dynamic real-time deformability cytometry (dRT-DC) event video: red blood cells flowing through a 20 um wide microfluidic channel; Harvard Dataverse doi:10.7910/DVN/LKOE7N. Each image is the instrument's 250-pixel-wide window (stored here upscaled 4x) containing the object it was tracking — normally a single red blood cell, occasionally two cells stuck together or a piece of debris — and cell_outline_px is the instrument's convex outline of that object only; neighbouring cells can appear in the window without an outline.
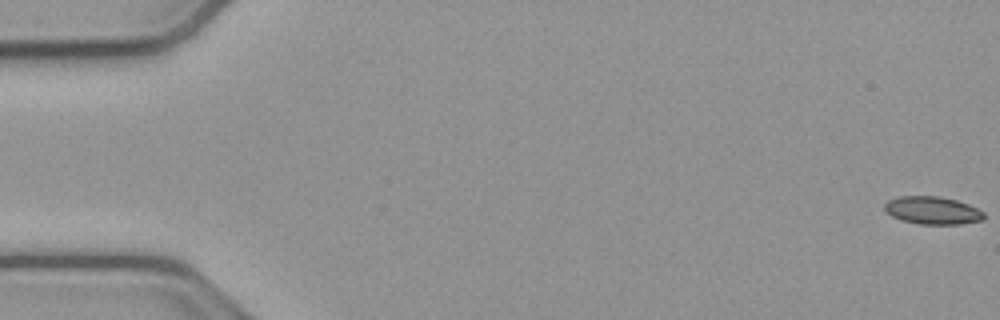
{"species": "common noctule bat (a hibernating species)", "species_latin": "Nyctalus noctula", "temperature_condition": "cold", "stored_images_in_passage": 16, "camera_frame_rate_fps": 3000, "um_per_image_px": 0.085, "animal": {"sex": "male", "body_mass_g": 23.1, "forearm_length_mm": 52.7}, "frame": {"image": 1, "passage_image": 1, "time_ms": 0.0, "image_size_px": [1000, 320], "cell_outline_px": [[984, 220], [960, 224], [920, 224], [904, 220], [892, 216], [884, 208], [884, 204], [888, 200], [900, 196], [940, 196], [956, 200], [968, 204], [984, 212]], "centroid_in_image_um": [79.28, 17.88], "position_along_channel_um": 5.7, "area_um2": 15.95}}
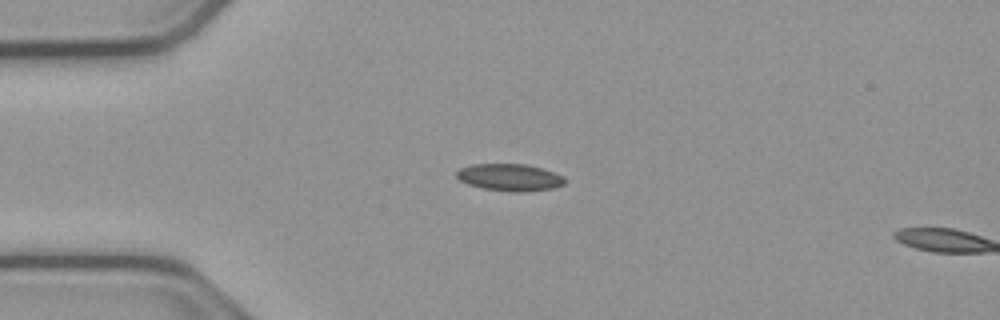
{"frame": {"image": 2, "passage_image": 14, "time_ms": 4.333, "image_size_px": [1000, 320], "cell_outline_px": [[564, 184], [552, 188], [524, 192], [512, 192], [484, 188], [468, 184], [460, 180], [456, 176], [456, 172], [460, 168], [472, 164], [524, 164], [540, 168], [564, 176]], "centroid_in_image_um": [43.3, 15.07], "position_along_channel_um": 41.7, "area_um2": 16.88}}